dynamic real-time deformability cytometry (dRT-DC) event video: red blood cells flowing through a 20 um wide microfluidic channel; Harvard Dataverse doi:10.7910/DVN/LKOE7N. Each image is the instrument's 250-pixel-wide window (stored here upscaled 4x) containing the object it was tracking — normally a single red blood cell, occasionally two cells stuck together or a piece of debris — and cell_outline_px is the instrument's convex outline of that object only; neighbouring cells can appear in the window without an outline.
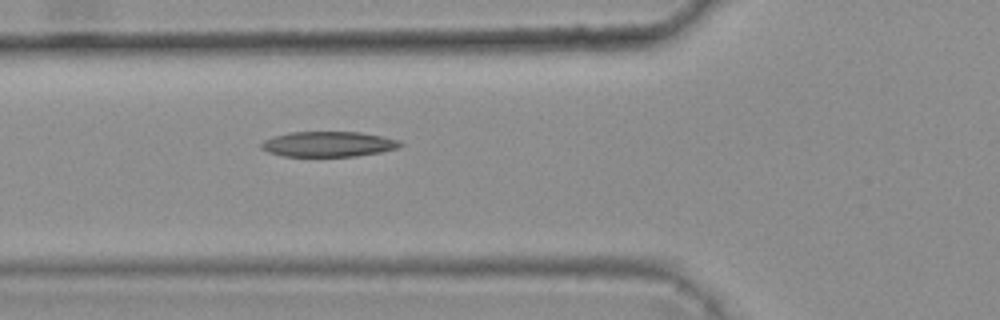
{"species": "common noctule bat (a hibernating species)", "species_latin": "Nyctalus noctula", "temperature_condition": "warm", "stored_images_in_passage": 3, "camera_frame_rate_fps": 3000, "um_per_image_px": 0.085, "animal": {"sex": "female", "body_mass_g": 25.1}, "frame": {"image": 1, "passage_image": 3, "time_ms": 0.667, "image_size_px": [1000, 320], "cell_outline_px": [[404, 144], [400, 148], [380, 152], [356, 156], [284, 156], [268, 152], [260, 148], [260, 144], [264, 140], [272, 136], [288, 132], [360, 132], [400, 140]], "centroid_in_image_um": [27.9, 12.25], "position_along_channel_um": 97.9, "area_um2": 20.58}}